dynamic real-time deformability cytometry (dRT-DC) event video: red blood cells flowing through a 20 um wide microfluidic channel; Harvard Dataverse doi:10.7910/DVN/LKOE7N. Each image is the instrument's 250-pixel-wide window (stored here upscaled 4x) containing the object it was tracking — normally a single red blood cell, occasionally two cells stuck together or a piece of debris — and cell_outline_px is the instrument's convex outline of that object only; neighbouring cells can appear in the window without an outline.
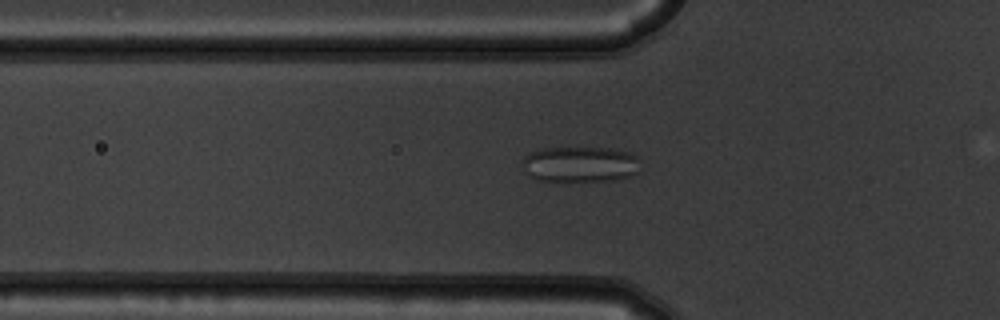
{"species": "common noctule bat (a hibernating species)", "species_latin": "Nyctalus noctula", "temperature_condition": "warm", "stored_images_in_passage": 40, "camera_frame_rate_fps": 3000, "um_per_image_px": 0.085, "animal": {"sex": "male", "body_mass_g": 19.5, "forearm_length_mm": 54.6}, "frame": {"image": 1, "passage_image": 5, "time_ms": 1.333, "image_size_px": [1000, 320], "cell_outline_px": [[636, 172], [628, 176], [616, 180], [540, 180], [524, 172], [524, 156], [528, 152], [540, 148], [612, 148], [628, 152], [636, 156]], "centroid_in_image_um": [49.25, 13.94], "position_along_channel_um": 76.5, "area_um2": 23.99}}
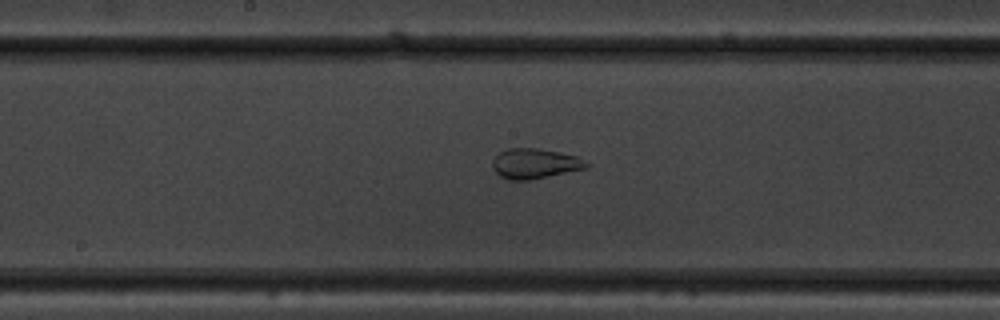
{"frame": {"image": 2, "passage_image": 15, "time_ms": 4.667, "image_size_px": [1000, 320], "cell_outline_px": [[592, 164], [588, 168], [528, 180], [508, 180], [500, 176], [492, 168], [492, 160], [500, 152], [508, 148], [536, 148], [560, 152], [576, 156]], "centroid_in_image_um": [45.47, 13.9], "position_along_channel_um": 202.7, "area_um2": 16.53}}
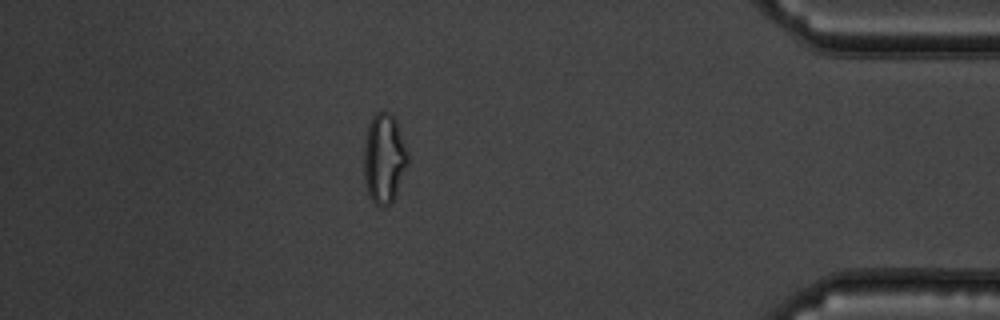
{"frame": {"image": 3, "passage_image": 34, "time_ms": 11.0, "image_size_px": [1000, 320], "cell_outline_px": [[408, 164], [396, 192], [392, 200], [384, 208], [380, 208], [368, 196], [364, 180], [364, 148], [368, 124], [372, 116], [376, 112], [384, 108], [392, 112], [396, 120], [408, 152]], "centroid_in_image_um": [32.64, 13.42], "position_along_channel_um": 402.6, "area_um2": 23.29}, "authors_computed_cell_mechanics": {"area_um2": 20.0855, "velocity_mm_per_s": 3.7672, "shape_relaxation_time_tau1_ms": null, "shape_relaxation_time_tau2_ms": 1.1521, "deformation_change_tau1": null, "deformation_change_tau2": 0.0879}}